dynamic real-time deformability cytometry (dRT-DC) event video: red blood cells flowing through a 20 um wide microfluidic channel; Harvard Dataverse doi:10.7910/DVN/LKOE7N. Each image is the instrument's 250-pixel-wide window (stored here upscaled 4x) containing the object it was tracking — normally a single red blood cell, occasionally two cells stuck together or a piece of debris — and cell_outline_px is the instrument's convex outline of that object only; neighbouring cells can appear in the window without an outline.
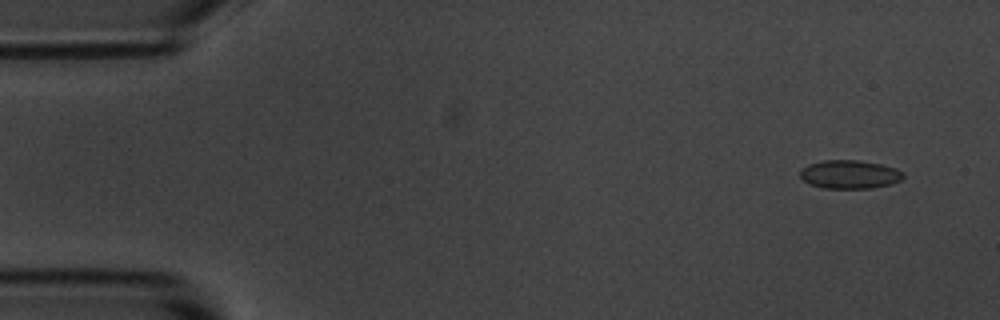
{"species": "common noctule bat (a hibernating species)", "species_latin": "Nyctalus noctula", "temperature_condition": "room temperature", "stored_images_in_passage": 56, "camera_frame_rate_fps": 3000, "um_per_image_px": 0.085, "animal": {"sex": "male", "body_mass_g": 20.1, "forearm_length_mm": 53.5}, "frame": {"image": 1, "passage_image": 4, "time_ms": 1.0, "image_size_px": [1000, 320], "cell_outline_px": [[904, 176], [900, 180], [892, 184], [872, 188], [820, 188], [808, 184], [800, 176], [800, 172], [808, 164], [824, 160], [860, 160], [880, 164], [896, 168], [904, 172]], "centroid_in_image_um": [72.23, 14.82], "position_along_channel_um": 12.8, "area_um2": 17.22}}
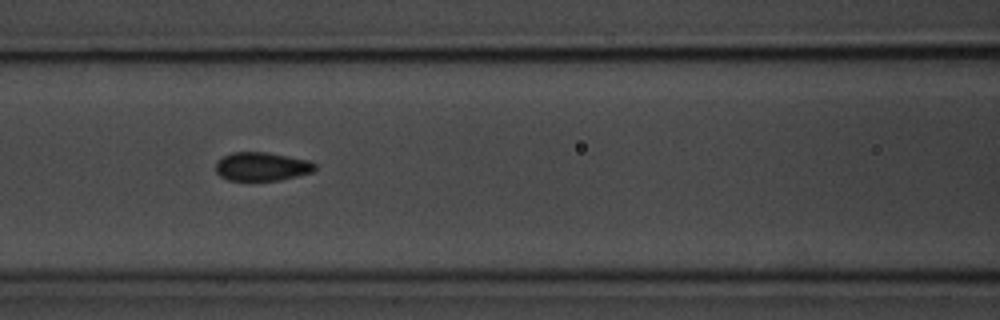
{"frame": {"image": 2, "passage_image": 24, "time_ms": 7.667, "image_size_px": [1000, 320], "cell_outline_px": [[316, 168], [312, 172], [280, 180], [228, 180], [220, 176], [216, 172], [216, 160], [232, 152], [268, 152], [308, 160], [316, 164]], "centroid_in_image_um": [22.24, 14.15], "position_along_channel_um": 144.4, "area_um2": 16.53}}
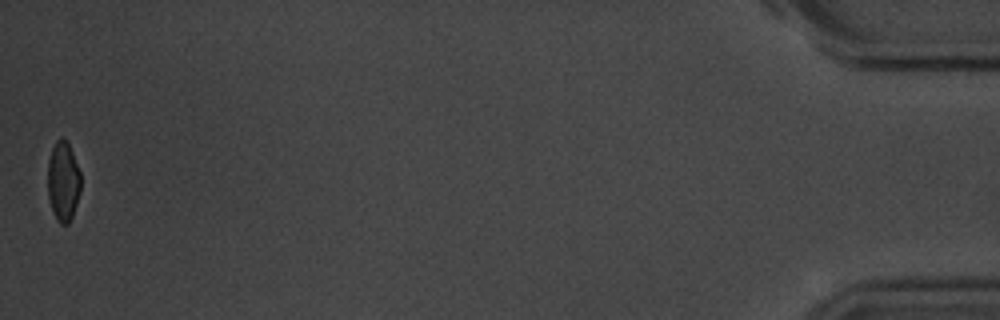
{"frame": {"image": 3, "passage_image": 56, "time_ms": 18.333, "image_size_px": [1000, 320], "cell_outline_px": [[80, 192], [72, 216], [68, 224], [60, 224], [56, 220], [52, 212], [48, 196], [48, 160], [52, 148], [56, 140], [60, 136], [64, 136], [72, 152], [80, 172]], "centroid_in_image_um": [5.35, 15.41], "position_along_channel_um": 429.8, "area_um2": 15.43}, "authors_computed_cell_mechanics": {"area_um2": 16.9932, "velocity_mm_per_s": 3.5829, "shape_relaxation_time_tau1_ms": 3.615, "shape_relaxation_time_tau2_ms": null, "deformation_change_tau1": 0.0888, "deformation_change_tau2": null}}